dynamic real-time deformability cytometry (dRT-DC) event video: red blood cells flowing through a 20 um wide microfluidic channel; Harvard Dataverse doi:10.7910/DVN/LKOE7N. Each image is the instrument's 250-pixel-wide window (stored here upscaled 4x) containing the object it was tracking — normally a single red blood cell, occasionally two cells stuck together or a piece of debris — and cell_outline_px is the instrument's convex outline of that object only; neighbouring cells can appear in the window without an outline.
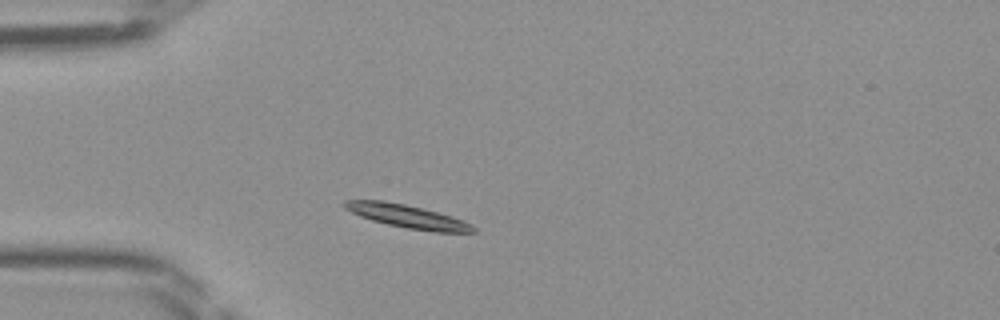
{"species": "Egyptian fruit bat (a non-hibernating species)", "species_latin": "Rousettus aegyptiacus", "temperature_condition": "room temperature", "stored_images_in_passage": 36, "camera_frame_rate_fps": 3000, "um_per_image_px": 0.085, "frame": {"image": 1, "passage_image": 1, "time_ms": 0.0, "image_size_px": [1000, 320], "cell_outline_px": [[476, 232], [436, 232], [408, 228], [388, 224], [372, 220], [360, 216], [344, 208], [344, 200], [384, 200], [404, 204], [452, 216], [472, 224], [476, 228]], "centroid_in_image_um": [34.64, 18.39], "position_along_channel_um": 50.4, "area_um2": 17.17}}
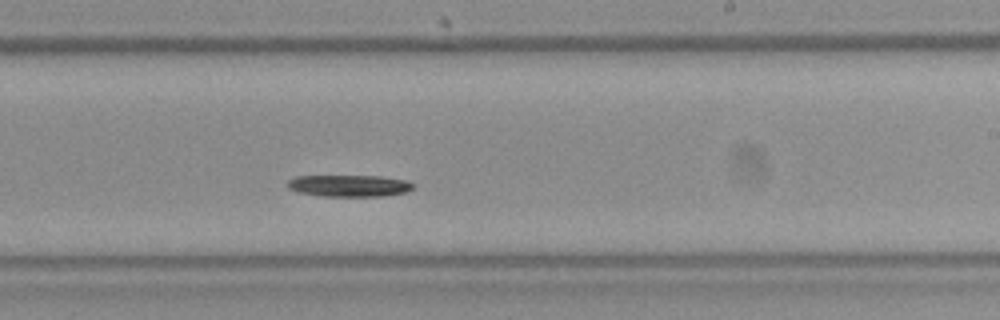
{"frame": {"image": 2, "passage_image": 17, "time_ms": 5.333, "image_size_px": [1000, 320], "cell_outline_px": [[416, 184], [408, 192], [384, 196], [324, 196], [296, 192], [288, 188], [288, 180], [296, 176], [380, 176], [408, 180]], "centroid_in_image_um": [29.72, 15.79], "position_along_channel_um": 259.3, "area_um2": 16.07}}
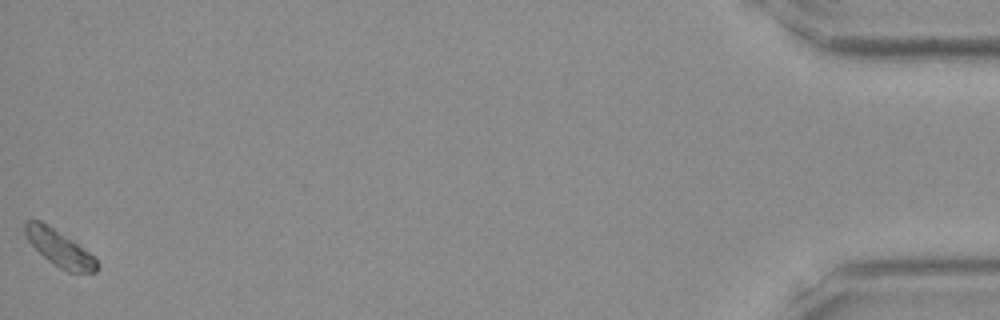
{"frame": {"image": 3, "passage_image": 36, "time_ms": 11.667, "image_size_px": [1000, 320], "cell_outline_px": [[96, 272], [68, 272], [60, 268], [48, 260], [28, 240], [24, 232], [24, 224], [28, 220], [40, 220], [48, 224], [84, 248], [96, 260]], "centroid_in_image_um": [5.02, 21.07], "position_along_channel_um": 430.2, "area_um2": 14.74}}